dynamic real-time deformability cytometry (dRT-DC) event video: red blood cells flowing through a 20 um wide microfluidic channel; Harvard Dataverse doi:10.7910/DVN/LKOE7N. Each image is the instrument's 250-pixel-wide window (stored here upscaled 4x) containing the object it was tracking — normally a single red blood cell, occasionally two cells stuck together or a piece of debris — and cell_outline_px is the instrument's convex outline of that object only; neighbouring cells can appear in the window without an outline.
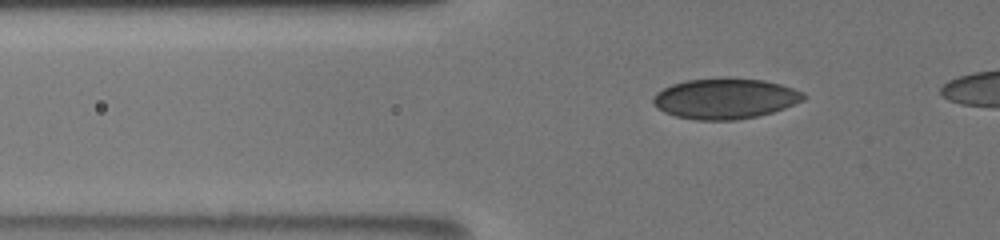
{"species": "human", "species_latin": "Homo sapiens", "temperature_condition": "room temperature", "stored_images_in_passage": 48, "camera_frame_rate_fps": 3000, "um_per_image_px": 0.085, "donor": {"sex": "male"}, "frame": {"image": 1, "passage_image": 16, "time_ms": 5.0, "image_size_px": [1000, 240], "cell_outline_px": [[804, 100], [784, 108], [772, 112], [756, 116], [736, 120], [696, 120], [676, 116], [664, 112], [656, 108], [652, 104], [652, 100], [656, 92], [672, 84], [684, 80], [728, 76], [764, 80], [780, 84], [804, 92]], "centroid_in_image_um": [61.6, 8.36], "position_along_channel_um": 64.2, "area_um2": 35.95}}
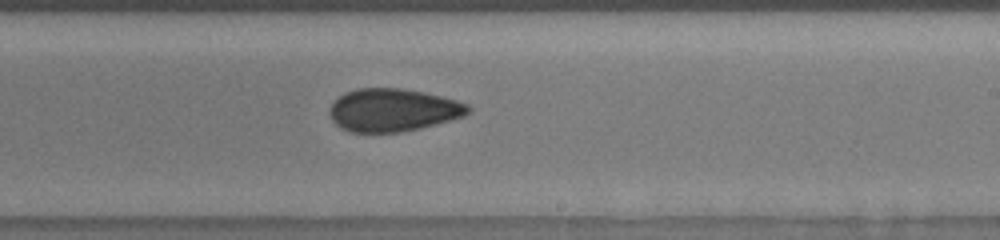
{"frame": {"image": 2, "passage_image": 32, "time_ms": 10.333, "image_size_px": [1000, 240], "cell_outline_px": [[472, 112], [464, 116], [436, 124], [420, 128], [400, 132], [348, 132], [340, 128], [332, 120], [328, 112], [328, 108], [332, 100], [344, 92], [356, 88], [400, 88], [424, 92], [456, 100], [468, 104], [472, 108]], "centroid_in_image_um": [33.36, 9.35], "position_along_channel_um": 255.6, "area_um2": 35.03}}
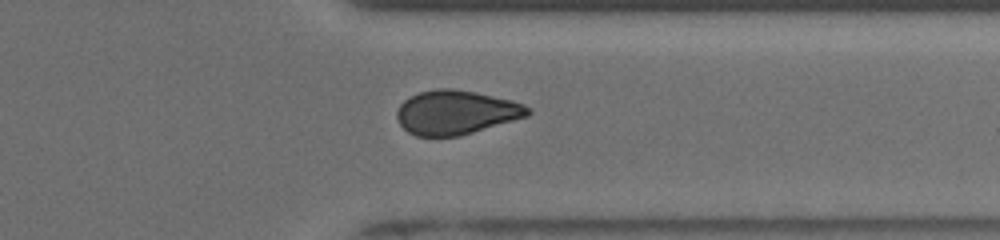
{"frame": {"image": 3, "passage_image": 41, "time_ms": 13.333, "image_size_px": [1000, 240], "cell_outline_px": [[532, 112], [528, 116], [460, 136], [416, 136], [408, 132], [400, 124], [396, 116], [396, 112], [400, 104], [404, 100], [420, 92], [436, 88], [452, 88], [476, 92], [512, 100], [524, 104], [532, 108]], "centroid_in_image_um": [38.78, 9.55], "position_along_channel_um": 372.6, "area_um2": 33.76}}